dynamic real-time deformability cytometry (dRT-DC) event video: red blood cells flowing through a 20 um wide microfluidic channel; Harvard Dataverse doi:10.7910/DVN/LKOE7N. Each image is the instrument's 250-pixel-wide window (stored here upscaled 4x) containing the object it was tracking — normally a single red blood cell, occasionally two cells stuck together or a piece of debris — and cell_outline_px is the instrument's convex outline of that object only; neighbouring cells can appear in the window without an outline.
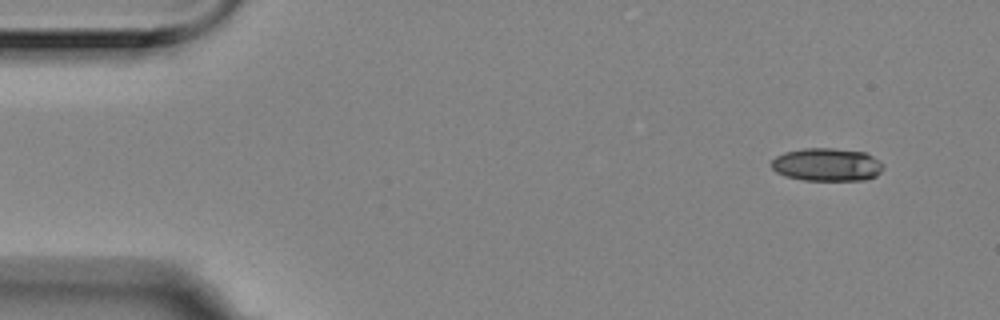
{"species": "Egyptian fruit bat (a non-hibernating species)", "species_latin": "Rousettus aegyptiacus", "temperature_condition": "room temperature", "stored_images_in_passage": 6, "segment_of_instrument_passage": [2, 2], "camera_frame_rate_fps": 3000, "um_per_image_px": 0.085, "animal": {"sex": "female"}, "frame": {"image": 1, "passage_image": 6, "time_ms": 1.667, "image_size_px": [1000, 320], "cell_outline_px": [[884, 168], [876, 176], [864, 180], [804, 180], [784, 176], [776, 172], [772, 168], [772, 160], [776, 156], [784, 152], [804, 148], [832, 148], [864, 152], [872, 156], [884, 164]], "centroid_in_image_um": [70.29, 13.99], "position_along_channel_um": 14.7, "area_um2": 21.56}}